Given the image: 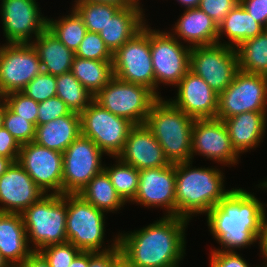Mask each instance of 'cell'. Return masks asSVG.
I'll list each match as a JSON object with an SVG mask.
<instances>
[{"mask_svg": "<svg viewBox=\"0 0 267 267\" xmlns=\"http://www.w3.org/2000/svg\"><path fill=\"white\" fill-rule=\"evenodd\" d=\"M255 194L233 188L205 215L210 234L221 246L216 250H243L255 243L259 246L267 204Z\"/></svg>", "mask_w": 267, "mask_h": 267, "instance_id": "1", "label": "cell"}, {"mask_svg": "<svg viewBox=\"0 0 267 267\" xmlns=\"http://www.w3.org/2000/svg\"><path fill=\"white\" fill-rule=\"evenodd\" d=\"M189 220L163 216L139 230L118 232L121 253L136 267H180Z\"/></svg>", "mask_w": 267, "mask_h": 267, "instance_id": "2", "label": "cell"}, {"mask_svg": "<svg viewBox=\"0 0 267 267\" xmlns=\"http://www.w3.org/2000/svg\"><path fill=\"white\" fill-rule=\"evenodd\" d=\"M193 162L175 164V216L190 222L194 216L206 215L233 189H225L226 176L220 168H196Z\"/></svg>", "mask_w": 267, "mask_h": 267, "instance_id": "3", "label": "cell"}, {"mask_svg": "<svg viewBox=\"0 0 267 267\" xmlns=\"http://www.w3.org/2000/svg\"><path fill=\"white\" fill-rule=\"evenodd\" d=\"M194 120L168 98L159 97L152 105L145 124L161 145L169 163L192 161Z\"/></svg>", "mask_w": 267, "mask_h": 267, "instance_id": "4", "label": "cell"}, {"mask_svg": "<svg viewBox=\"0 0 267 267\" xmlns=\"http://www.w3.org/2000/svg\"><path fill=\"white\" fill-rule=\"evenodd\" d=\"M21 216L33 251L67 242V194H45Z\"/></svg>", "mask_w": 267, "mask_h": 267, "instance_id": "5", "label": "cell"}, {"mask_svg": "<svg viewBox=\"0 0 267 267\" xmlns=\"http://www.w3.org/2000/svg\"><path fill=\"white\" fill-rule=\"evenodd\" d=\"M105 215L79 194H67V242L81 251L104 252L116 247L118 234L105 245Z\"/></svg>", "mask_w": 267, "mask_h": 267, "instance_id": "6", "label": "cell"}, {"mask_svg": "<svg viewBox=\"0 0 267 267\" xmlns=\"http://www.w3.org/2000/svg\"><path fill=\"white\" fill-rule=\"evenodd\" d=\"M150 51L155 75V94L161 97L159 86H177L190 70L191 48L182 44L168 30L150 26ZM160 94V95H159Z\"/></svg>", "mask_w": 267, "mask_h": 267, "instance_id": "7", "label": "cell"}, {"mask_svg": "<svg viewBox=\"0 0 267 267\" xmlns=\"http://www.w3.org/2000/svg\"><path fill=\"white\" fill-rule=\"evenodd\" d=\"M158 98L148 87L125 82L115 76L94 96L103 108L134 125L146 123L148 113Z\"/></svg>", "mask_w": 267, "mask_h": 267, "instance_id": "8", "label": "cell"}, {"mask_svg": "<svg viewBox=\"0 0 267 267\" xmlns=\"http://www.w3.org/2000/svg\"><path fill=\"white\" fill-rule=\"evenodd\" d=\"M81 135L90 138L107 156L117 157L134 124L116 116L93 100L80 113Z\"/></svg>", "mask_w": 267, "mask_h": 267, "instance_id": "9", "label": "cell"}, {"mask_svg": "<svg viewBox=\"0 0 267 267\" xmlns=\"http://www.w3.org/2000/svg\"><path fill=\"white\" fill-rule=\"evenodd\" d=\"M113 73L118 79L148 87L155 93V75L150 51V25L113 53Z\"/></svg>", "mask_w": 267, "mask_h": 267, "instance_id": "10", "label": "cell"}, {"mask_svg": "<svg viewBox=\"0 0 267 267\" xmlns=\"http://www.w3.org/2000/svg\"><path fill=\"white\" fill-rule=\"evenodd\" d=\"M250 111L267 112V76L239 70L219 94L216 118L224 120Z\"/></svg>", "mask_w": 267, "mask_h": 267, "instance_id": "11", "label": "cell"}, {"mask_svg": "<svg viewBox=\"0 0 267 267\" xmlns=\"http://www.w3.org/2000/svg\"><path fill=\"white\" fill-rule=\"evenodd\" d=\"M104 155L90 138L80 134L63 152V194H78L101 173Z\"/></svg>", "mask_w": 267, "mask_h": 267, "instance_id": "12", "label": "cell"}, {"mask_svg": "<svg viewBox=\"0 0 267 267\" xmlns=\"http://www.w3.org/2000/svg\"><path fill=\"white\" fill-rule=\"evenodd\" d=\"M189 66L218 95L231 84L239 71L236 49L218 43L192 47Z\"/></svg>", "mask_w": 267, "mask_h": 267, "instance_id": "13", "label": "cell"}, {"mask_svg": "<svg viewBox=\"0 0 267 267\" xmlns=\"http://www.w3.org/2000/svg\"><path fill=\"white\" fill-rule=\"evenodd\" d=\"M41 72L42 63L31 43L0 46V98L21 92Z\"/></svg>", "mask_w": 267, "mask_h": 267, "instance_id": "14", "label": "cell"}, {"mask_svg": "<svg viewBox=\"0 0 267 267\" xmlns=\"http://www.w3.org/2000/svg\"><path fill=\"white\" fill-rule=\"evenodd\" d=\"M17 162L44 194H63V153L32 141L21 145Z\"/></svg>", "mask_w": 267, "mask_h": 267, "instance_id": "15", "label": "cell"}, {"mask_svg": "<svg viewBox=\"0 0 267 267\" xmlns=\"http://www.w3.org/2000/svg\"><path fill=\"white\" fill-rule=\"evenodd\" d=\"M36 0H1L0 16L6 43H31L47 28Z\"/></svg>", "mask_w": 267, "mask_h": 267, "instance_id": "16", "label": "cell"}, {"mask_svg": "<svg viewBox=\"0 0 267 267\" xmlns=\"http://www.w3.org/2000/svg\"><path fill=\"white\" fill-rule=\"evenodd\" d=\"M196 155L227 167L239 164L241 158L232 146L225 123L218 118L194 120L192 161Z\"/></svg>", "mask_w": 267, "mask_h": 267, "instance_id": "17", "label": "cell"}, {"mask_svg": "<svg viewBox=\"0 0 267 267\" xmlns=\"http://www.w3.org/2000/svg\"><path fill=\"white\" fill-rule=\"evenodd\" d=\"M175 164L139 171V184L131 203L146 208H163L164 216H175Z\"/></svg>", "mask_w": 267, "mask_h": 267, "instance_id": "18", "label": "cell"}, {"mask_svg": "<svg viewBox=\"0 0 267 267\" xmlns=\"http://www.w3.org/2000/svg\"><path fill=\"white\" fill-rule=\"evenodd\" d=\"M176 96L169 99L177 108L194 119L216 118L219 95L191 70L181 79Z\"/></svg>", "mask_w": 267, "mask_h": 267, "instance_id": "19", "label": "cell"}, {"mask_svg": "<svg viewBox=\"0 0 267 267\" xmlns=\"http://www.w3.org/2000/svg\"><path fill=\"white\" fill-rule=\"evenodd\" d=\"M43 195L29 174L13 162L0 177V212L22 213Z\"/></svg>", "mask_w": 267, "mask_h": 267, "instance_id": "20", "label": "cell"}, {"mask_svg": "<svg viewBox=\"0 0 267 267\" xmlns=\"http://www.w3.org/2000/svg\"><path fill=\"white\" fill-rule=\"evenodd\" d=\"M117 157L139 171L165 167L170 164L164 155L161 145L145 123L132 127L123 151Z\"/></svg>", "mask_w": 267, "mask_h": 267, "instance_id": "21", "label": "cell"}, {"mask_svg": "<svg viewBox=\"0 0 267 267\" xmlns=\"http://www.w3.org/2000/svg\"><path fill=\"white\" fill-rule=\"evenodd\" d=\"M169 31L190 48L218 43V25L199 8L185 9Z\"/></svg>", "mask_w": 267, "mask_h": 267, "instance_id": "22", "label": "cell"}, {"mask_svg": "<svg viewBox=\"0 0 267 267\" xmlns=\"http://www.w3.org/2000/svg\"><path fill=\"white\" fill-rule=\"evenodd\" d=\"M232 146L241 156L258 148L266 133L267 112H243L223 120Z\"/></svg>", "mask_w": 267, "mask_h": 267, "instance_id": "23", "label": "cell"}, {"mask_svg": "<svg viewBox=\"0 0 267 267\" xmlns=\"http://www.w3.org/2000/svg\"><path fill=\"white\" fill-rule=\"evenodd\" d=\"M141 4L139 1L135 5L120 8L99 33L112 54L148 23L145 9L142 8L144 4Z\"/></svg>", "mask_w": 267, "mask_h": 267, "instance_id": "24", "label": "cell"}, {"mask_svg": "<svg viewBox=\"0 0 267 267\" xmlns=\"http://www.w3.org/2000/svg\"><path fill=\"white\" fill-rule=\"evenodd\" d=\"M33 252L21 213L0 212V253L12 267H19Z\"/></svg>", "mask_w": 267, "mask_h": 267, "instance_id": "25", "label": "cell"}, {"mask_svg": "<svg viewBox=\"0 0 267 267\" xmlns=\"http://www.w3.org/2000/svg\"><path fill=\"white\" fill-rule=\"evenodd\" d=\"M80 134V114L71 111L68 115L37 125L33 141L63 153Z\"/></svg>", "mask_w": 267, "mask_h": 267, "instance_id": "26", "label": "cell"}, {"mask_svg": "<svg viewBox=\"0 0 267 267\" xmlns=\"http://www.w3.org/2000/svg\"><path fill=\"white\" fill-rule=\"evenodd\" d=\"M31 45L40 58L43 72L58 76L71 71L75 53L47 28L32 40Z\"/></svg>", "mask_w": 267, "mask_h": 267, "instance_id": "27", "label": "cell"}, {"mask_svg": "<svg viewBox=\"0 0 267 267\" xmlns=\"http://www.w3.org/2000/svg\"><path fill=\"white\" fill-rule=\"evenodd\" d=\"M265 28L256 22L254 18L239 3L224 18L218 26V44L236 48L247 39L257 37ZM228 41L223 42V36Z\"/></svg>", "mask_w": 267, "mask_h": 267, "instance_id": "28", "label": "cell"}, {"mask_svg": "<svg viewBox=\"0 0 267 267\" xmlns=\"http://www.w3.org/2000/svg\"><path fill=\"white\" fill-rule=\"evenodd\" d=\"M72 74L94 96L114 77L113 60L74 57Z\"/></svg>", "mask_w": 267, "mask_h": 267, "instance_id": "29", "label": "cell"}, {"mask_svg": "<svg viewBox=\"0 0 267 267\" xmlns=\"http://www.w3.org/2000/svg\"><path fill=\"white\" fill-rule=\"evenodd\" d=\"M78 194L106 214L115 213L126 204L104 170L95 175Z\"/></svg>", "mask_w": 267, "mask_h": 267, "instance_id": "30", "label": "cell"}, {"mask_svg": "<svg viewBox=\"0 0 267 267\" xmlns=\"http://www.w3.org/2000/svg\"><path fill=\"white\" fill-rule=\"evenodd\" d=\"M235 49L240 71L267 76V29Z\"/></svg>", "mask_w": 267, "mask_h": 267, "instance_id": "31", "label": "cell"}, {"mask_svg": "<svg viewBox=\"0 0 267 267\" xmlns=\"http://www.w3.org/2000/svg\"><path fill=\"white\" fill-rule=\"evenodd\" d=\"M68 12H70L68 15L59 16L58 19L47 18V29L75 53L87 29L82 18L73 8Z\"/></svg>", "mask_w": 267, "mask_h": 267, "instance_id": "32", "label": "cell"}, {"mask_svg": "<svg viewBox=\"0 0 267 267\" xmlns=\"http://www.w3.org/2000/svg\"><path fill=\"white\" fill-rule=\"evenodd\" d=\"M56 96L62 99L72 112L79 114L94 100V95L77 80L71 71L56 76Z\"/></svg>", "mask_w": 267, "mask_h": 267, "instance_id": "33", "label": "cell"}, {"mask_svg": "<svg viewBox=\"0 0 267 267\" xmlns=\"http://www.w3.org/2000/svg\"><path fill=\"white\" fill-rule=\"evenodd\" d=\"M113 159L116 160L113 165L111 163L110 166H106L104 163V171L120 197L126 203H130L138 190L139 170L122 162L118 157H113Z\"/></svg>", "mask_w": 267, "mask_h": 267, "instance_id": "34", "label": "cell"}, {"mask_svg": "<svg viewBox=\"0 0 267 267\" xmlns=\"http://www.w3.org/2000/svg\"><path fill=\"white\" fill-rule=\"evenodd\" d=\"M72 5V8L82 18L87 31L94 33H100L121 8L115 4L102 2H74Z\"/></svg>", "mask_w": 267, "mask_h": 267, "instance_id": "35", "label": "cell"}, {"mask_svg": "<svg viewBox=\"0 0 267 267\" xmlns=\"http://www.w3.org/2000/svg\"><path fill=\"white\" fill-rule=\"evenodd\" d=\"M3 126L19 142L20 145L34 140L36 125L14 113L4 101Z\"/></svg>", "mask_w": 267, "mask_h": 267, "instance_id": "36", "label": "cell"}, {"mask_svg": "<svg viewBox=\"0 0 267 267\" xmlns=\"http://www.w3.org/2000/svg\"><path fill=\"white\" fill-rule=\"evenodd\" d=\"M21 92L38 103L50 99L56 96V76L41 72Z\"/></svg>", "mask_w": 267, "mask_h": 267, "instance_id": "37", "label": "cell"}, {"mask_svg": "<svg viewBox=\"0 0 267 267\" xmlns=\"http://www.w3.org/2000/svg\"><path fill=\"white\" fill-rule=\"evenodd\" d=\"M75 56L92 60H113V54L106 47L99 33L90 31L86 32Z\"/></svg>", "mask_w": 267, "mask_h": 267, "instance_id": "38", "label": "cell"}, {"mask_svg": "<svg viewBox=\"0 0 267 267\" xmlns=\"http://www.w3.org/2000/svg\"><path fill=\"white\" fill-rule=\"evenodd\" d=\"M6 105L17 115L37 126L39 103L22 92H12L2 97Z\"/></svg>", "mask_w": 267, "mask_h": 267, "instance_id": "39", "label": "cell"}, {"mask_svg": "<svg viewBox=\"0 0 267 267\" xmlns=\"http://www.w3.org/2000/svg\"><path fill=\"white\" fill-rule=\"evenodd\" d=\"M48 261L50 267H68L81 252L70 242L53 244L39 250Z\"/></svg>", "mask_w": 267, "mask_h": 267, "instance_id": "40", "label": "cell"}, {"mask_svg": "<svg viewBox=\"0 0 267 267\" xmlns=\"http://www.w3.org/2000/svg\"><path fill=\"white\" fill-rule=\"evenodd\" d=\"M71 110L66 106V103L58 96L51 97L38 106L37 125H41L58 117L68 115Z\"/></svg>", "mask_w": 267, "mask_h": 267, "instance_id": "41", "label": "cell"}, {"mask_svg": "<svg viewBox=\"0 0 267 267\" xmlns=\"http://www.w3.org/2000/svg\"><path fill=\"white\" fill-rule=\"evenodd\" d=\"M239 4V0H200L198 8L212 18L217 25Z\"/></svg>", "mask_w": 267, "mask_h": 267, "instance_id": "42", "label": "cell"}, {"mask_svg": "<svg viewBox=\"0 0 267 267\" xmlns=\"http://www.w3.org/2000/svg\"><path fill=\"white\" fill-rule=\"evenodd\" d=\"M209 253V267H251L237 251L216 250L214 247ZM256 267L261 266L256 265Z\"/></svg>", "mask_w": 267, "mask_h": 267, "instance_id": "43", "label": "cell"}, {"mask_svg": "<svg viewBox=\"0 0 267 267\" xmlns=\"http://www.w3.org/2000/svg\"><path fill=\"white\" fill-rule=\"evenodd\" d=\"M21 145L11 135V133L3 127L0 128V155L10 158L13 162H17Z\"/></svg>", "mask_w": 267, "mask_h": 267, "instance_id": "44", "label": "cell"}, {"mask_svg": "<svg viewBox=\"0 0 267 267\" xmlns=\"http://www.w3.org/2000/svg\"><path fill=\"white\" fill-rule=\"evenodd\" d=\"M239 3L256 22L267 29V0H239Z\"/></svg>", "mask_w": 267, "mask_h": 267, "instance_id": "45", "label": "cell"}, {"mask_svg": "<svg viewBox=\"0 0 267 267\" xmlns=\"http://www.w3.org/2000/svg\"><path fill=\"white\" fill-rule=\"evenodd\" d=\"M119 244L104 252L89 251V266L88 267H112L114 261L121 255Z\"/></svg>", "mask_w": 267, "mask_h": 267, "instance_id": "46", "label": "cell"}, {"mask_svg": "<svg viewBox=\"0 0 267 267\" xmlns=\"http://www.w3.org/2000/svg\"><path fill=\"white\" fill-rule=\"evenodd\" d=\"M19 267H50V265L39 251H33Z\"/></svg>", "mask_w": 267, "mask_h": 267, "instance_id": "47", "label": "cell"}, {"mask_svg": "<svg viewBox=\"0 0 267 267\" xmlns=\"http://www.w3.org/2000/svg\"><path fill=\"white\" fill-rule=\"evenodd\" d=\"M266 216H267V213L264 217L262 234H261V238L259 240V248H258V249H260L259 255H261L263 257V260H264L263 264L264 265H267V217Z\"/></svg>", "mask_w": 267, "mask_h": 267, "instance_id": "48", "label": "cell"}, {"mask_svg": "<svg viewBox=\"0 0 267 267\" xmlns=\"http://www.w3.org/2000/svg\"><path fill=\"white\" fill-rule=\"evenodd\" d=\"M89 251H81L68 267H88Z\"/></svg>", "mask_w": 267, "mask_h": 267, "instance_id": "49", "label": "cell"}, {"mask_svg": "<svg viewBox=\"0 0 267 267\" xmlns=\"http://www.w3.org/2000/svg\"><path fill=\"white\" fill-rule=\"evenodd\" d=\"M140 0H75L73 2H102V3H111L115 4L117 6L126 7L129 5H135L139 2Z\"/></svg>", "mask_w": 267, "mask_h": 267, "instance_id": "50", "label": "cell"}, {"mask_svg": "<svg viewBox=\"0 0 267 267\" xmlns=\"http://www.w3.org/2000/svg\"><path fill=\"white\" fill-rule=\"evenodd\" d=\"M112 267H136L123 254H121L113 263Z\"/></svg>", "mask_w": 267, "mask_h": 267, "instance_id": "51", "label": "cell"}, {"mask_svg": "<svg viewBox=\"0 0 267 267\" xmlns=\"http://www.w3.org/2000/svg\"><path fill=\"white\" fill-rule=\"evenodd\" d=\"M13 161L10 158L0 155V177L12 165Z\"/></svg>", "mask_w": 267, "mask_h": 267, "instance_id": "52", "label": "cell"}, {"mask_svg": "<svg viewBox=\"0 0 267 267\" xmlns=\"http://www.w3.org/2000/svg\"><path fill=\"white\" fill-rule=\"evenodd\" d=\"M185 9L198 8L200 0H176Z\"/></svg>", "mask_w": 267, "mask_h": 267, "instance_id": "53", "label": "cell"}, {"mask_svg": "<svg viewBox=\"0 0 267 267\" xmlns=\"http://www.w3.org/2000/svg\"><path fill=\"white\" fill-rule=\"evenodd\" d=\"M4 122V100L0 98V128L3 127Z\"/></svg>", "mask_w": 267, "mask_h": 267, "instance_id": "54", "label": "cell"}, {"mask_svg": "<svg viewBox=\"0 0 267 267\" xmlns=\"http://www.w3.org/2000/svg\"><path fill=\"white\" fill-rule=\"evenodd\" d=\"M0 267H12L0 253Z\"/></svg>", "mask_w": 267, "mask_h": 267, "instance_id": "55", "label": "cell"}, {"mask_svg": "<svg viewBox=\"0 0 267 267\" xmlns=\"http://www.w3.org/2000/svg\"><path fill=\"white\" fill-rule=\"evenodd\" d=\"M258 188L262 189V190H267V178L266 180L264 179L263 182L261 181L258 186Z\"/></svg>", "mask_w": 267, "mask_h": 267, "instance_id": "56", "label": "cell"}]
</instances>
